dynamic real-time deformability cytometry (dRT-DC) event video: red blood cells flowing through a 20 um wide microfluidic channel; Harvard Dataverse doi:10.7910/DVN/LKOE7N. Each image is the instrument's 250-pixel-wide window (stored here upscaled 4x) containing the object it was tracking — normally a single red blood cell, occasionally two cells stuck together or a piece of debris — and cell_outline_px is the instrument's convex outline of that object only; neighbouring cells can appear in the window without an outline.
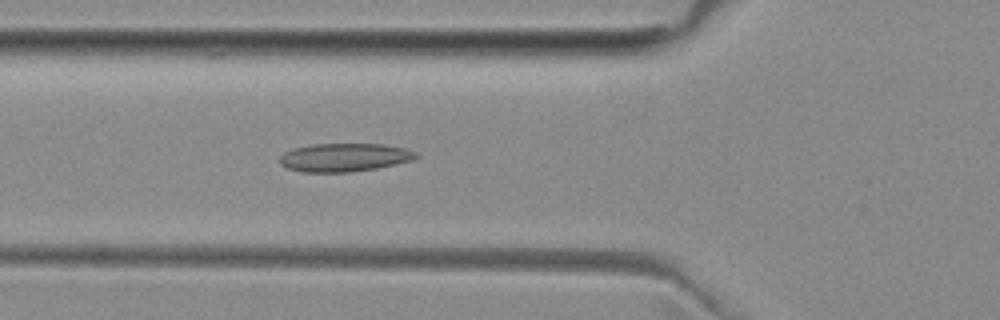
{"species": "common noctule bat (a hibernating species)", "species_latin": "Nyctalus noctula", "temperature_condition": "room temperature", "stored_images_in_passage": 16, "camera_frame_rate_fps": 3000, "um_per_image_px": 0.085, "animal": {"sex": "female", "body_mass_g": 29.2, "forearm_length_mm": 56.3}, "frame": {"image": 1, "passage_image": 12, "time_ms": 3.667, "image_size_px": [1000, 320], "cell_outline_px": [[420, 156], [412, 160], [396, 164], [376, 168], [348, 172], [304, 172], [288, 168], [280, 164], [280, 156], [284, 152], [292, 148], [312, 144], [384, 144], [404, 148], [416, 152]], "centroid_in_image_um": [29.27, 13.37], "position_along_channel_um": 96.5, "area_um2": 22.48}}
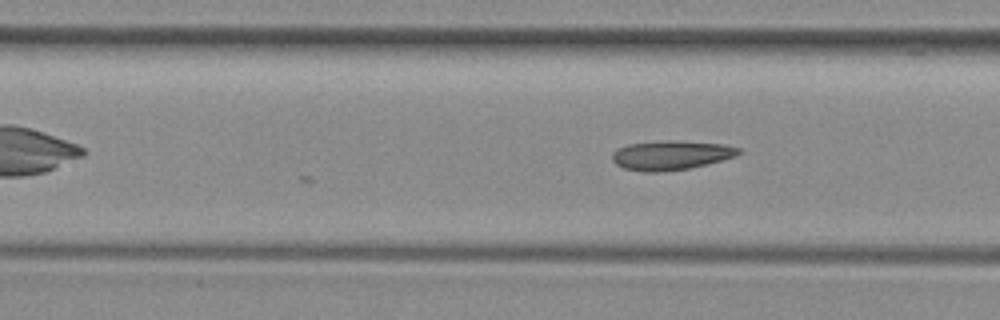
{"frame": {"image": 2, "passage_image": 16, "time_ms": 5.0, "image_size_px": [1000, 320], "cell_outline_px": [[740, 152], [736, 156], [708, 164], [688, 168], [660, 172], [644, 172], [624, 168], [616, 164], [612, 160], [612, 152], [616, 148], [628, 144], [668, 140], [672, 140], [724, 144], [740, 148]], "centroid_in_image_um": [57.01, 13.19], "position_along_channel_um": 150.4, "area_um2": 21.62}}